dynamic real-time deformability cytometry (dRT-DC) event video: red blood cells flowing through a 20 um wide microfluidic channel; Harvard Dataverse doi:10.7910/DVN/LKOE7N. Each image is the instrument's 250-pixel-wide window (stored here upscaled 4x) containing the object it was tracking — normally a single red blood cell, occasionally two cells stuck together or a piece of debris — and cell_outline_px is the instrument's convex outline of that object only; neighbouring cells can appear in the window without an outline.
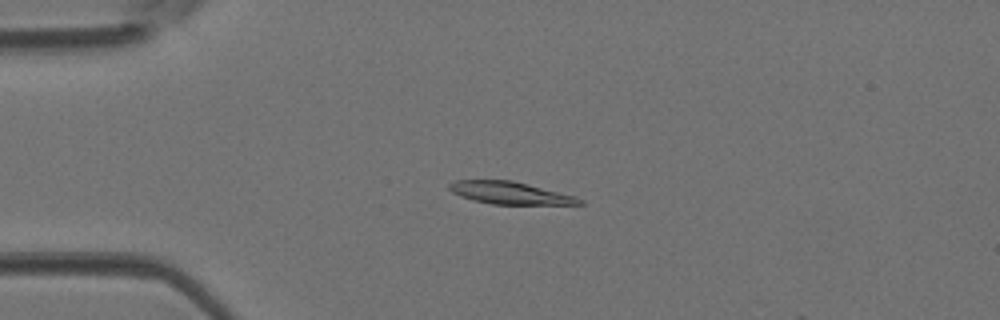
{"species": "Egyptian fruit bat (a non-hibernating species)", "species_latin": "Rousettus aegyptiacus", "temperature_condition": "room temperature", "stored_images_in_passage": 38, "camera_frame_rate_fps": 3000, "um_per_image_px": 0.085, "animal": {"sex": "female"}, "frame": {"image": 1, "passage_image": 9, "time_ms": 2.667, "image_size_px": [1000, 320], "cell_outline_px": [[584, 204], [492, 204], [472, 200], [460, 196], [452, 192], [448, 188], [448, 184], [456, 180], [512, 180], [576, 196], [584, 200]], "centroid_in_image_um": [43.34, 16.4], "position_along_channel_um": 41.7, "area_um2": 16.94}}
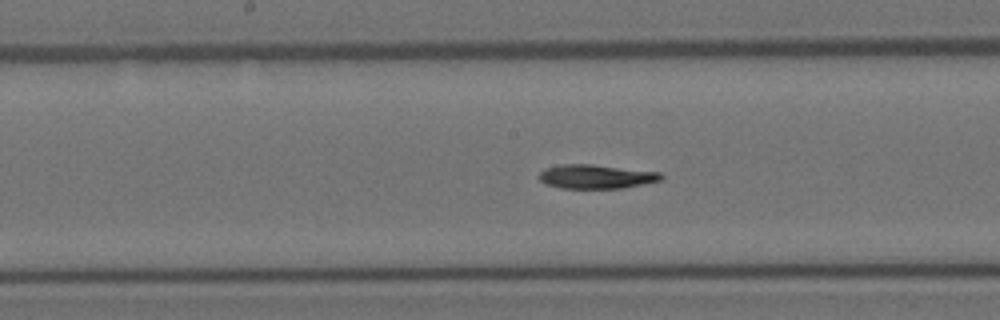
{"frame": {"image": 2, "passage_image": 21, "time_ms": 6.667, "image_size_px": [1000, 320], "cell_outline_px": [[664, 176], [660, 180], [624, 188], [560, 188], [544, 184], [536, 176], [544, 168], [560, 164], [592, 164], [660, 172]], "centroid_in_image_um": [50.61, 15.0], "position_along_channel_um": 197.6, "area_um2": 17.22}}
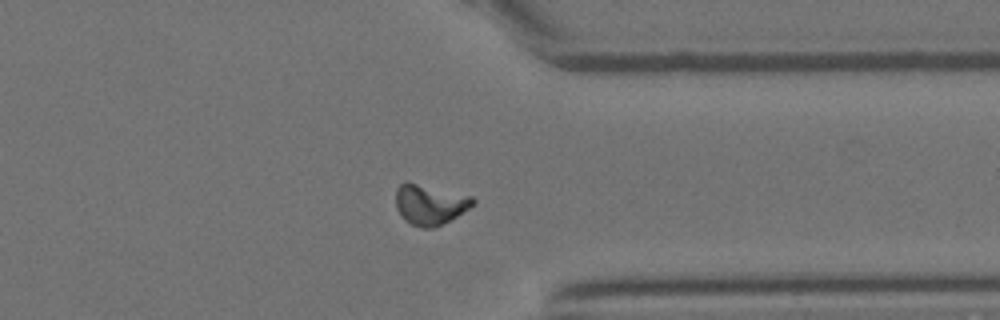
{"frame": {"image": 3, "passage_image": 33, "time_ms": 10.667, "image_size_px": [1000, 320], "cell_outline_px": [[476, 204], [456, 216], [432, 228], [420, 228], [404, 220], [396, 208], [396, 188], [404, 180], [408, 180], [472, 196], [476, 200]], "centroid_in_image_um": [36.52, 17.34], "position_along_channel_um": 374.9, "area_um2": 18.38}}